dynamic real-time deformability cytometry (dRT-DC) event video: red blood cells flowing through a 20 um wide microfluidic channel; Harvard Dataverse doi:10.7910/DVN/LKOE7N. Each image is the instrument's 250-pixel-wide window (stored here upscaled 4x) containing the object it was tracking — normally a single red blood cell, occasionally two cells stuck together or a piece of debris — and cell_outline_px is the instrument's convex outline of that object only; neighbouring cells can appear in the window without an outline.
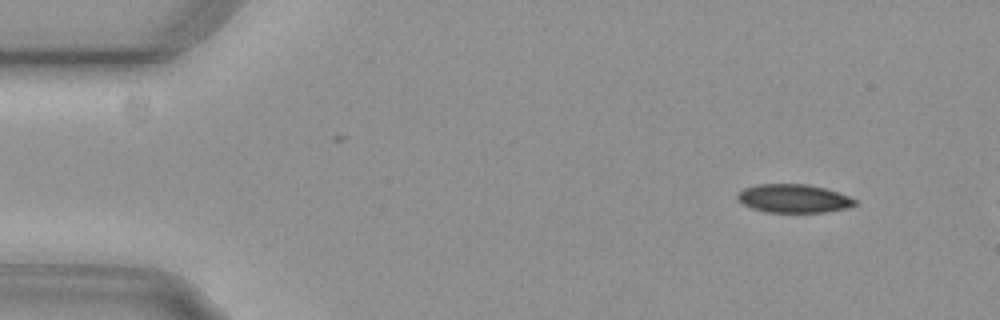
{"species": "common noctule bat (a hibernating species)", "species_latin": "Nyctalus noctula", "temperature_condition": "cold", "stored_images_in_passage": 4, "camera_frame_rate_fps": 3000, "um_per_image_px": 0.085, "animal": {"sex": "female", "body_mass_g": 29.2, "forearm_length_mm": 56.3}, "frame": {"image": 1, "passage_image": 2, "time_ms": 0.333, "image_size_px": [1000, 320], "cell_outline_px": [[856, 204], [848, 208], [824, 212], [768, 212], [752, 208], [744, 204], [736, 196], [744, 188], [756, 184], [808, 184], [824, 188], [848, 196], [856, 200]], "centroid_in_image_um": [67.46, 16.87], "position_along_channel_um": 17.5, "area_um2": 19.25}}